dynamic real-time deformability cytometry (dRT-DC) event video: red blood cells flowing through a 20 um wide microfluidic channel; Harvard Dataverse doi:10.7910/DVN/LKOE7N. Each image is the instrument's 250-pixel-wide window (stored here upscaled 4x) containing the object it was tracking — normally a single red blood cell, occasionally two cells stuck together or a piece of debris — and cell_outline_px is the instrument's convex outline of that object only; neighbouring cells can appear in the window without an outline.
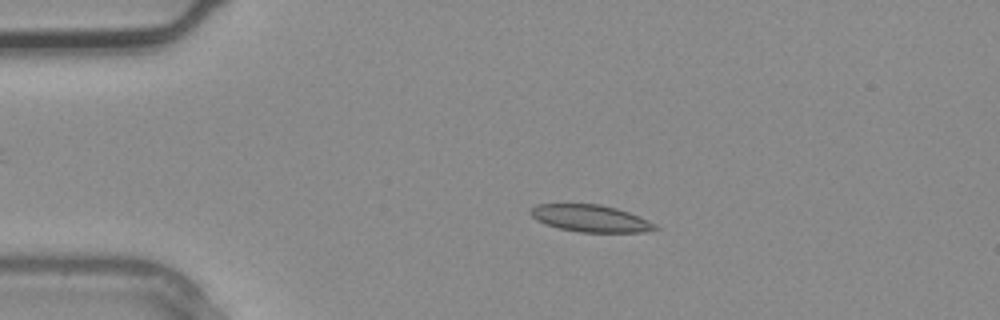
{"species": "common noctule bat (a hibernating species)", "species_latin": "Nyctalus noctula", "temperature_condition": "warm", "stored_images_in_passage": 2, "camera_frame_rate_fps": 3000, "um_per_image_px": 0.085, "animal": {"sex": "male", "body_mass_g": 20.4}, "frame": {"image": 1, "passage_image": 1, "time_ms": 0.0, "image_size_px": [1000, 320], "cell_outline_px": [[660, 228], [644, 232], [580, 232], [560, 228], [536, 220], [528, 212], [536, 204], [600, 204], [616, 208], [628, 212], [648, 220], [656, 224]], "centroid_in_image_um": [50.2, 18.56], "position_along_channel_um": 34.8, "area_um2": 19.48}}